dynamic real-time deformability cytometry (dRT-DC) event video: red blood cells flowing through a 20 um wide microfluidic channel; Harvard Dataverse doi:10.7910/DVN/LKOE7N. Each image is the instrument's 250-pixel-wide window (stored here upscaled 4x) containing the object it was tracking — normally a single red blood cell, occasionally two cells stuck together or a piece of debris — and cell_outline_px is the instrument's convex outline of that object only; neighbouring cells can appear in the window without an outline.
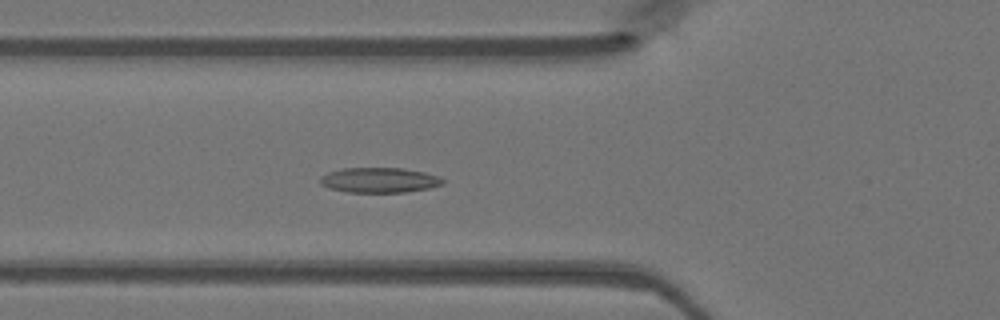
{"species": "Egyptian fruit bat (a non-hibernating species)", "species_latin": "Rousettus aegyptiacus", "temperature_condition": "warm", "stored_images_in_passage": 41, "camera_frame_rate_fps": 3000, "um_per_image_px": 0.085, "animal": {"sex": "female"}, "frame": {"image": 1, "passage_image": 10, "time_ms": 3.0, "image_size_px": [1000, 320], "cell_outline_px": [[444, 184], [428, 188], [404, 192], [348, 192], [328, 188], [320, 184], [320, 176], [328, 172], [344, 168], [404, 168], [424, 172], [440, 176], [444, 180]], "centroid_in_image_um": [32.24, 15.3], "position_along_channel_um": 93.6, "area_um2": 17.98}}
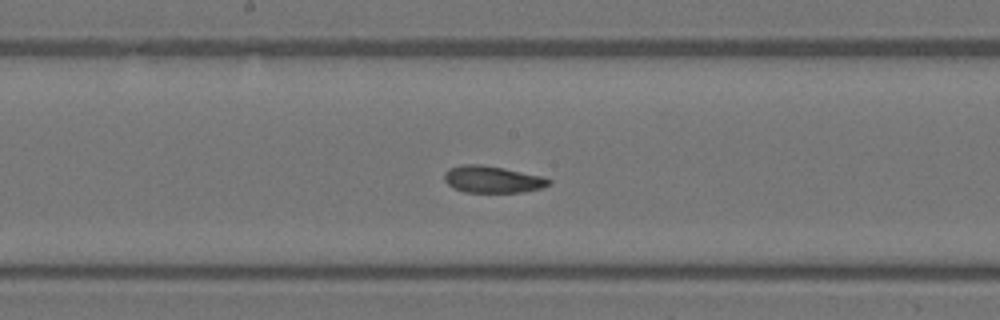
{"frame": {"image": 2, "passage_image": 18, "time_ms": 5.667, "image_size_px": [1000, 320], "cell_outline_px": [[552, 184], [540, 188], [524, 192], [464, 192], [448, 184], [444, 180], [444, 172], [448, 168], [464, 164], [480, 164], [504, 168], [544, 176], [552, 180]], "centroid_in_image_um": [41.88, 15.24], "position_along_channel_um": 206.3, "area_um2": 16.47}}
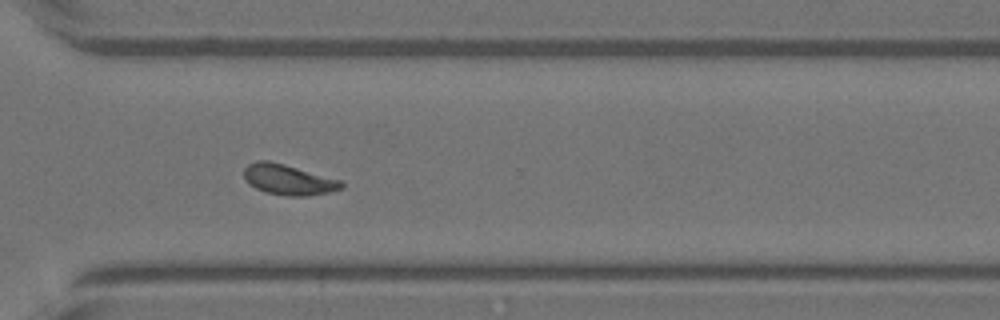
{"frame": {"image": 3, "passage_image": 28, "time_ms": 9.0, "image_size_px": [1000, 320], "cell_outline_px": [[344, 188], [328, 192], [308, 196], [288, 196], [264, 192], [248, 184], [244, 180], [244, 168], [248, 164], [256, 160], [268, 160], [284, 164], [340, 180], [344, 184]], "centroid_in_image_um": [24.47, 15.27], "position_along_channel_um": 346.1, "area_um2": 17.34}}